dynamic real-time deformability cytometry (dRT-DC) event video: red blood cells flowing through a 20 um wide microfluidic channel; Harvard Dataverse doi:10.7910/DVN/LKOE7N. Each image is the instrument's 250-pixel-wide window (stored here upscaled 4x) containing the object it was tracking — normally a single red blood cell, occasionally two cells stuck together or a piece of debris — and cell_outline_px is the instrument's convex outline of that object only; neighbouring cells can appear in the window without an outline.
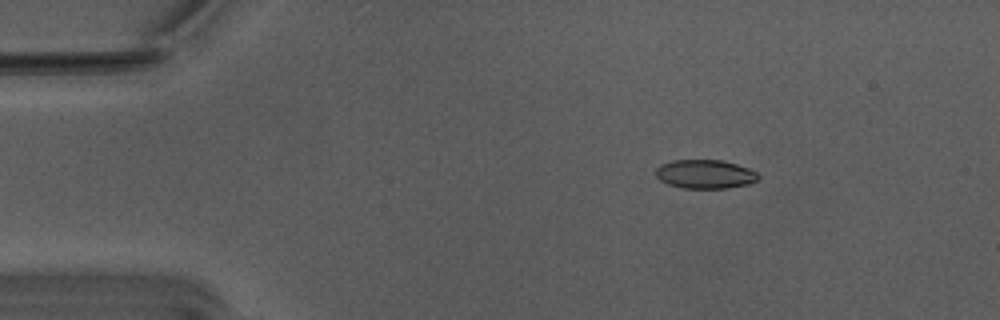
{"species": "Egyptian fruit bat (a non-hibernating species)", "species_latin": "Rousettus aegyptiacus", "temperature_condition": "warm", "stored_images_in_passage": 47, "camera_frame_rate_fps": 3000, "um_per_image_px": 0.085, "animal": {"sex": "male"}, "frame": {"image": 1, "passage_image": 1, "time_ms": 0.0, "image_size_px": [1000, 320], "cell_outline_px": [[760, 176], [756, 180], [748, 184], [728, 188], [684, 188], [668, 184], [660, 180], [656, 176], [656, 168], [660, 164], [672, 160], [720, 160], [736, 164], [748, 168], [756, 172]], "centroid_in_image_um": [59.91, 14.8], "position_along_channel_um": 25.1, "area_um2": 17.17}}
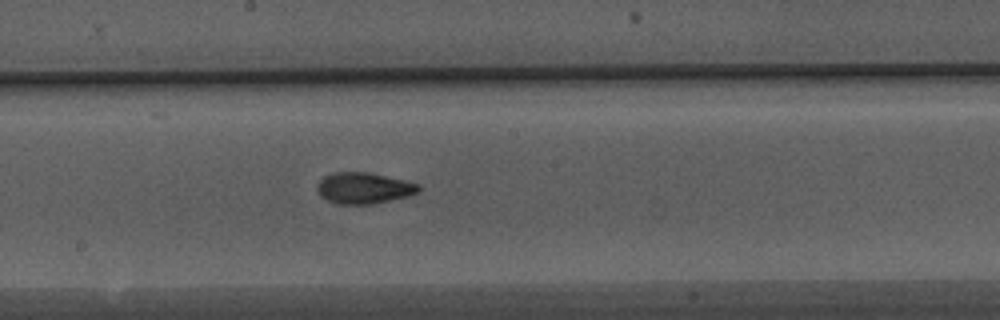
{"frame": {"image": 2, "passage_image": 22, "time_ms": 7.0, "image_size_px": [1000, 320], "cell_outline_px": [[420, 192], [408, 196], [372, 204], [340, 204], [328, 200], [320, 196], [316, 188], [316, 184], [324, 176], [332, 172], [368, 172], [404, 180], [420, 184]], "centroid_in_image_um": [30.91, 15.98], "position_along_channel_um": 217.3, "area_um2": 18.5}}
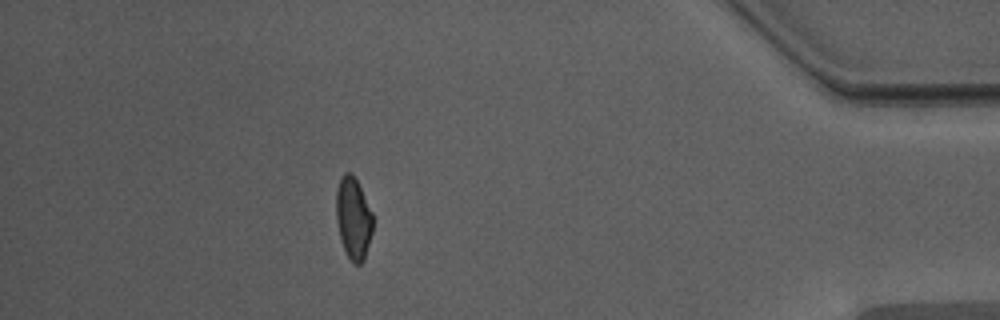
{"frame": {"image": 3, "passage_image": 41, "time_ms": 13.333, "image_size_px": [1000, 320], "cell_outline_px": [[372, 232], [364, 260], [360, 264], [352, 264], [344, 248], [340, 236], [336, 220], [336, 192], [340, 180], [344, 172], [352, 172], [372, 212]], "centroid_in_image_um": [30.03, 18.56], "position_along_channel_um": 405.2, "area_um2": 17.28}, "authors_computed_cell_mechanics": {"area_um2": 17.9758, "velocity_mm_per_s": 3.7676, "shape_relaxation_time_tau1_ms": 7.1112, "shape_relaxation_time_tau2_ms": 2.0233, "deformation_change_tau1": 0.183, "deformation_change_tau2": 0.0773}}